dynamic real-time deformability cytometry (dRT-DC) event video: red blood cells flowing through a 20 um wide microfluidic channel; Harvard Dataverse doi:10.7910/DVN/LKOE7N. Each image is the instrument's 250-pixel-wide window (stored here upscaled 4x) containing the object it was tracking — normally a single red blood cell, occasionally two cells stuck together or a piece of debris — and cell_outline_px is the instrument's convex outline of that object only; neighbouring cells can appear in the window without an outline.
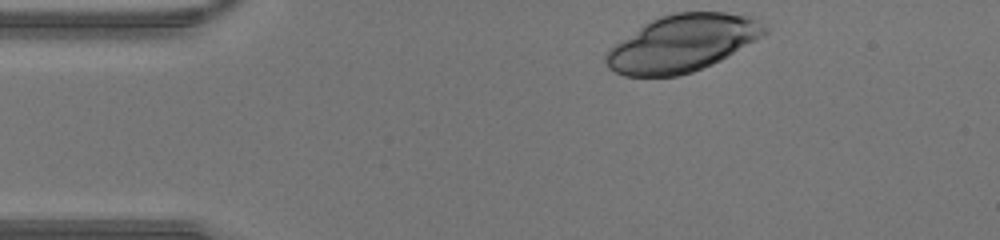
{"species": "human", "species_latin": "Homo sapiens", "temperature_condition": "warm", "stored_images_in_passage": 18, "camera_frame_rate_fps": 3000, "um_per_image_px": 0.085, "donor": {"sex": "male"}, "frame": {"image": 1, "passage_image": 1, "time_ms": 0.0, "image_size_px": [1000, 240], "cell_outline_px": [[768, 32], [720, 60], [712, 64], [692, 72], [676, 76], [624, 76], [608, 68], [604, 60], [604, 56], [616, 44], [644, 24], [660, 16], [676, 12], [724, 12], [748, 16], [756, 20], [768, 28]], "centroid_in_image_um": [57.98, 3.68], "position_along_channel_um": 27.0, "area_um2": 51.79}}
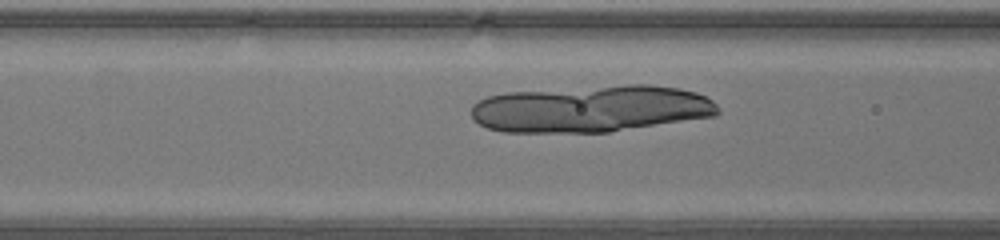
{"frame": {"image": 2, "passage_image": 11, "time_ms": 3.333, "image_size_px": [1000, 240], "cell_outline_px": [[720, 112], [716, 116], [608, 132], [504, 132], [488, 128], [472, 120], [472, 104], [488, 96], [508, 92], [628, 84], [648, 84], [680, 88], [696, 92], [712, 100], [716, 104]], "centroid_in_image_um": [50.25, 9.24], "position_along_channel_um": 116.4, "area_um2": 67.57}}
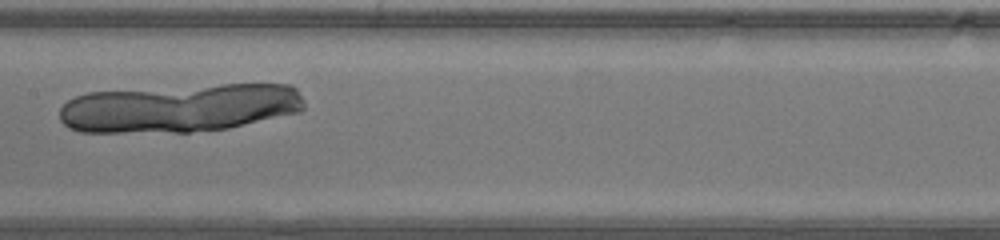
{"frame": {"image": 3, "passage_image": 16, "time_ms": 5.0, "image_size_px": [1000, 240], "cell_outline_px": [[304, 108], [300, 112], [228, 128], [188, 132], [80, 132], [68, 128], [60, 120], [60, 108], [68, 100], [76, 96], [88, 92], [220, 84], [292, 84], [296, 88], [304, 104]], "centroid_in_image_um": [15.26, 9.18], "position_along_channel_um": 192.1, "area_um2": 69.13}}